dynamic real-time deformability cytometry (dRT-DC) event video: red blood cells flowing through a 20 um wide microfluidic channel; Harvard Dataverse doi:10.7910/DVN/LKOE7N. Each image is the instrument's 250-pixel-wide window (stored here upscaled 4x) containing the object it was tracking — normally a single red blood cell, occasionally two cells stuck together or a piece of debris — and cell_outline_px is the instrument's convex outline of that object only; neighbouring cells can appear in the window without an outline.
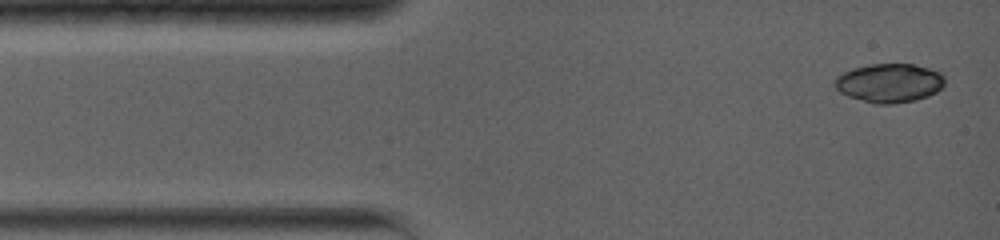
{"species": "common noctule bat (a hibernating species)", "species_latin": "Nyctalus noctula", "temperature_condition": "warm", "stored_images_in_passage": 39, "camera_frame_rate_fps": 5000, "um_per_image_px": 0.085, "animal": {"sex": "female", "body_mass_g": 19.0, "forearm_length_mm": 56.7}, "frame": {"image": 1, "passage_image": 1, "time_ms": 0.0, "image_size_px": [1000, 240], "cell_outline_px": [[944, 84], [936, 92], [928, 96], [916, 100], [892, 104], [876, 104], [848, 96], [840, 92], [836, 88], [836, 76], [852, 68], [868, 64], [912, 64], [928, 68], [940, 72], [944, 76]], "centroid_in_image_um": [75.6, 7.05], "position_along_channel_um": 9.4, "area_um2": 24.85}}
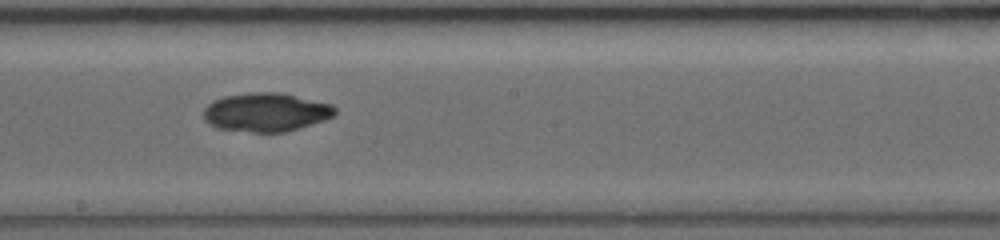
{"frame": {"image": 2, "passage_image": 17, "time_ms": 7.2, "image_size_px": [1000, 240], "cell_outline_px": [[336, 112], [332, 116], [324, 120], [284, 132], [252, 132], [216, 128], [208, 124], [204, 120], [204, 108], [212, 100], [224, 96], [252, 92], [280, 92], [332, 104], [336, 108]], "centroid_in_image_um": [22.57, 9.53], "position_along_channel_um": 225.6, "area_um2": 29.65}}
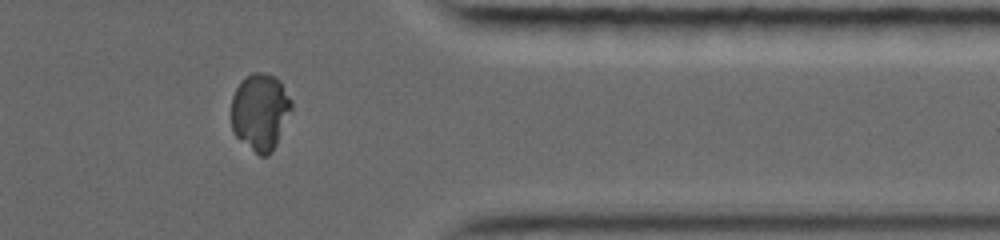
{"frame": {"image": 3, "passage_image": 34, "time_ms": 11.6, "image_size_px": [1000, 240], "cell_outline_px": [[292, 108], [276, 144], [272, 152], [268, 156], [260, 156], [240, 140], [232, 132], [232, 96], [240, 80], [244, 76], [252, 72], [260, 72], [276, 76], [280, 80], [292, 100]], "centroid_in_image_um": [22.11, 9.47], "position_along_channel_um": 389.3, "area_um2": 27.17}, "authors_computed_cell_mechanics": {"area_um2": 28.1486, "velocity_mm_per_s": 3.9378, "shape_relaxation_time_tau1_ms": null, "shape_relaxation_time_tau2_ms": 2.0876, "deformation_change_tau1": null, "deformation_change_tau2": 0.0283}}